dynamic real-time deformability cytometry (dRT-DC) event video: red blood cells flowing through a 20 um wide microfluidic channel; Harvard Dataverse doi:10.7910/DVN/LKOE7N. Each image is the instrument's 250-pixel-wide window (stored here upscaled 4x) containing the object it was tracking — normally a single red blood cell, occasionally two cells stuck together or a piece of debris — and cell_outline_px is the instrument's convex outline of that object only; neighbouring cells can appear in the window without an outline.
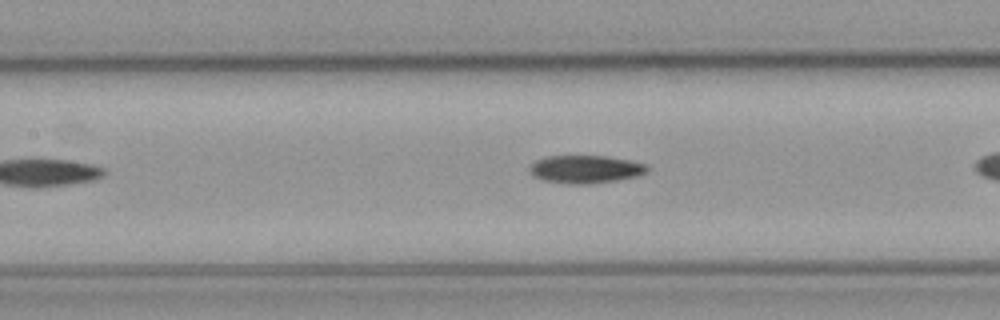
{"species": "common noctule bat (a hibernating species)", "species_latin": "Nyctalus noctula", "temperature_condition": "cold", "stored_images_in_passage": 27, "camera_frame_rate_fps": 3000, "um_per_image_px": 0.085, "animal": {"sex": "male", "body_mass_g": 23.1, "forearm_length_mm": 52.7}, "frame": {"image": 1, "passage_image": 12, "time_ms": 3.667, "image_size_px": [1000, 320], "cell_outline_px": [[648, 172], [636, 176], [616, 180], [588, 184], [568, 184], [544, 180], [532, 176], [528, 168], [536, 160], [544, 156], [608, 156], [628, 160], [644, 164], [648, 168]], "centroid_in_image_um": [49.72, 14.38], "position_along_channel_um": 157.7, "area_um2": 19.07}}
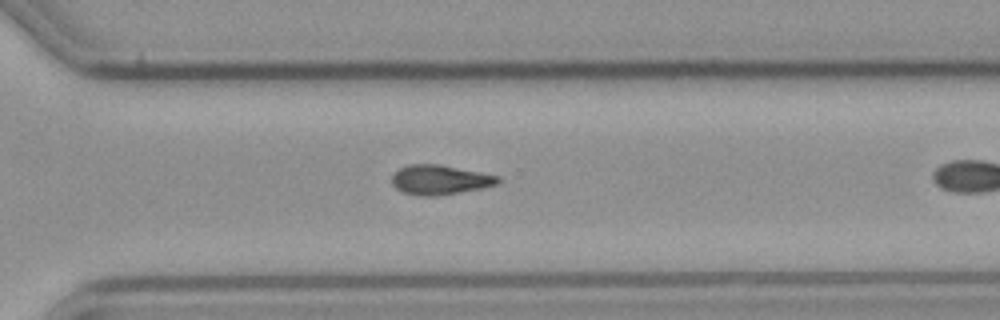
{"frame": {"image": 2, "passage_image": 23, "time_ms": 7.333, "image_size_px": [1000, 320], "cell_outline_px": [[500, 180], [496, 184], [480, 188], [436, 196], [420, 196], [404, 192], [396, 188], [392, 184], [392, 176], [400, 168], [408, 164], [440, 164], [500, 176]], "centroid_in_image_um": [37.37, 15.27], "position_along_channel_um": 333.2, "area_um2": 18.09}}